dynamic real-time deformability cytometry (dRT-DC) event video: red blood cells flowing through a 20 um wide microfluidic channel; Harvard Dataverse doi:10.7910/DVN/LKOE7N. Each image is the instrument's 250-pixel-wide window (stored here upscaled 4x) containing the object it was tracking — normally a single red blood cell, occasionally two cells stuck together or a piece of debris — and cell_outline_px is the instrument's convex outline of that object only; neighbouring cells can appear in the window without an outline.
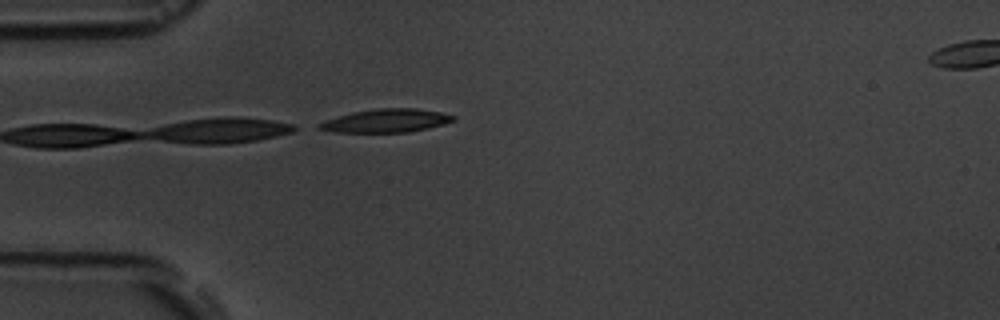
{"species": "common noctule bat (a hibernating species)", "species_latin": "Nyctalus noctula", "temperature_condition": "room temperature", "stored_images_in_passage": 6, "camera_frame_rate_fps": 3000, "um_per_image_px": 0.085, "animal": {"sex": "male", "body_mass_g": 19.5, "forearm_length_mm": 54.6}, "frame": {"image": 1, "passage_image": 5, "time_ms": 4.667, "image_size_px": [1000, 320], "cell_outline_px": [[456, 120], [444, 124], [428, 128], [408, 132], [332, 132], [316, 128], [316, 124], [324, 120], [352, 112], [376, 108], [416, 108], [440, 112], [456, 116]], "centroid_in_image_um": [32.8, 10.26], "position_along_channel_um": 52.2, "area_um2": 18.38}}